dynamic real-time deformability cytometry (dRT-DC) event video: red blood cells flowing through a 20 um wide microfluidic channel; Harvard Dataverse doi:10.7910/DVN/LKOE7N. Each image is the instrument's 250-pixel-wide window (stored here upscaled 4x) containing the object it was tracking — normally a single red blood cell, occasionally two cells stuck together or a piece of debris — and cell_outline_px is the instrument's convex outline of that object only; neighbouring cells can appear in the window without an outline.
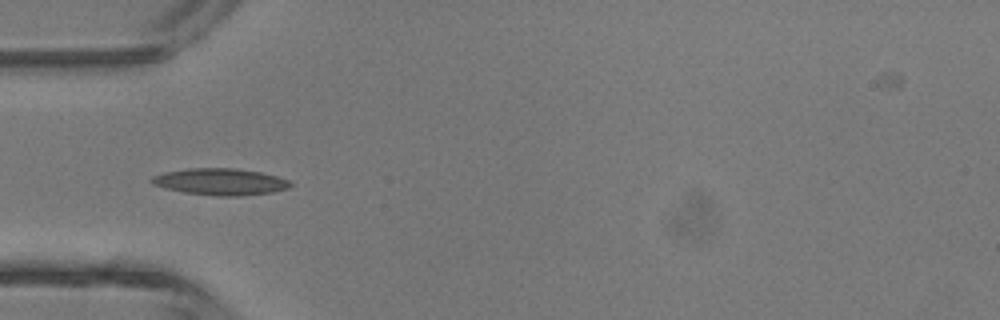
{"species": "common noctule bat (a hibernating species)", "species_latin": "Nyctalus noctula", "temperature_condition": "room temperature", "stored_images_in_passage": 5, "camera_frame_rate_fps": 3000, "um_per_image_px": 0.085, "animal": {"sex": "male", "body_mass_g": 13.3}, "frame": {"image": 1, "passage_image": 4, "time_ms": 3.333, "image_size_px": [1000, 320], "cell_outline_px": [[292, 184], [288, 188], [272, 192], [236, 196], [216, 196], [184, 192], [152, 184], [148, 180], [152, 176], [164, 172], [188, 168], [236, 168], [260, 172], [276, 176], [288, 180]], "centroid_in_image_um": [18.7, 15.44], "position_along_channel_um": 66.3, "area_um2": 21.44}}
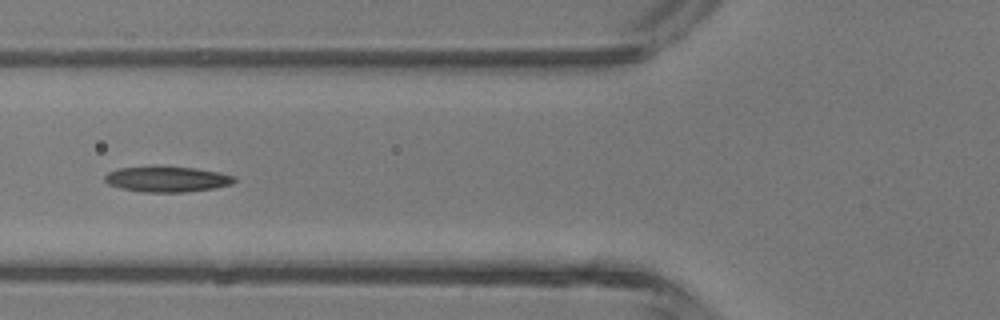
{"frame": {"image": 2, "passage_image": 5, "time_ms": 4.333, "image_size_px": [1000, 320], "cell_outline_px": [[236, 180], [232, 184], [212, 188], [184, 192], [140, 192], [120, 188], [108, 184], [104, 180], [104, 176], [108, 172], [120, 168], [196, 168], [220, 172], [236, 176]], "centroid_in_image_um": [14.22, 15.25], "position_along_channel_um": 111.6, "area_um2": 18.84}}